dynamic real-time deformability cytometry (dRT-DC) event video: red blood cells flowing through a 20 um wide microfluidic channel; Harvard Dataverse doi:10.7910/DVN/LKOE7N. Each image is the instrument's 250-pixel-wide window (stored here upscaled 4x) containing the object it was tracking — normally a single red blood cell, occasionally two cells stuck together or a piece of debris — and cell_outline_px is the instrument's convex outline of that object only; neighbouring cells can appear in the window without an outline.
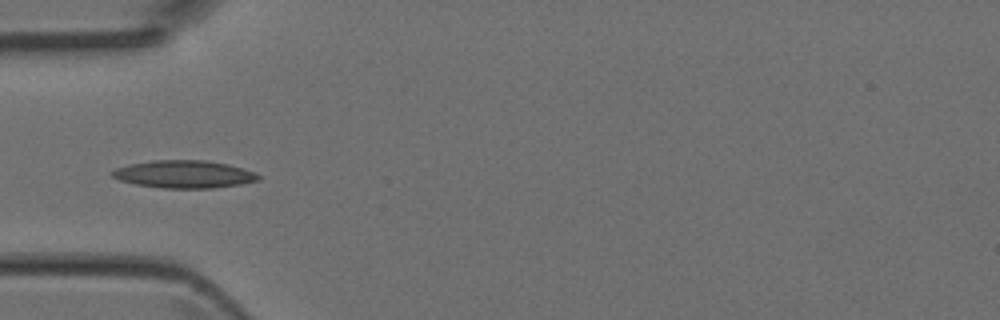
{"species": "Egyptian fruit bat (a non-hibernating species)", "species_latin": "Rousettus aegyptiacus", "temperature_condition": "room temperature", "stored_images_in_passage": 4, "camera_frame_rate_fps": 3000, "um_per_image_px": 0.085, "animal": {"sex": "female"}, "frame": {"image": 1, "passage_image": 4, "time_ms": 1.0, "image_size_px": [1000, 320], "cell_outline_px": [[260, 180], [240, 184], [212, 188], [164, 188], [136, 184], [120, 180], [112, 176], [108, 172], [116, 168], [132, 164], [152, 160], [204, 160], [228, 164], [244, 168], [260, 176]], "centroid_in_image_um": [15.64, 14.8], "position_along_channel_um": 69.4, "area_um2": 23.41}}